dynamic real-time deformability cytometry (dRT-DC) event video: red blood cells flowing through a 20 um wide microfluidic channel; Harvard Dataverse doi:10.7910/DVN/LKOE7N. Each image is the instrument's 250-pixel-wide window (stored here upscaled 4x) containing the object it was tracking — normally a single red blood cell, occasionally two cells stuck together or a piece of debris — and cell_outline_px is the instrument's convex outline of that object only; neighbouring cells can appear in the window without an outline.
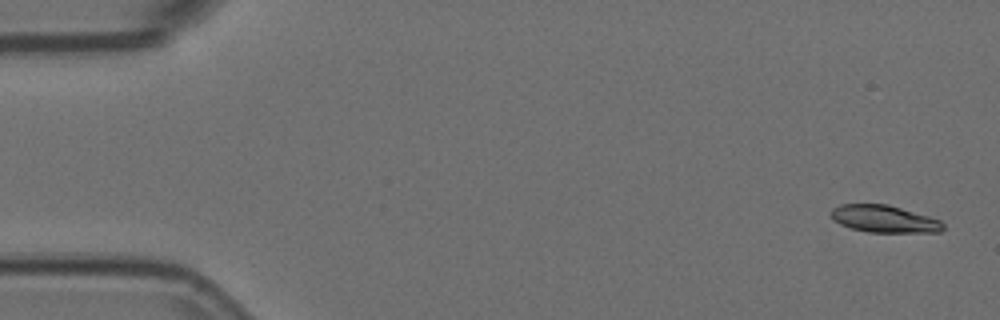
{"species": "Egyptian fruit bat (a non-hibernating species)", "species_latin": "Rousettus aegyptiacus", "temperature_condition": "room temperature", "stored_images_in_passage": 5, "camera_frame_rate_fps": 3000, "um_per_image_px": 0.085, "animal": {"sex": "female"}, "frame": {"image": 1, "passage_image": 1, "time_ms": 0.0, "image_size_px": [1000, 320], "cell_outline_px": [[944, 228], [940, 232], [868, 232], [852, 228], [840, 224], [832, 220], [828, 212], [832, 208], [840, 204], [888, 204], [928, 216], [940, 220], [944, 224]], "centroid_in_image_um": [75.11, 18.6], "position_along_channel_um": 9.9, "area_um2": 17.86}}
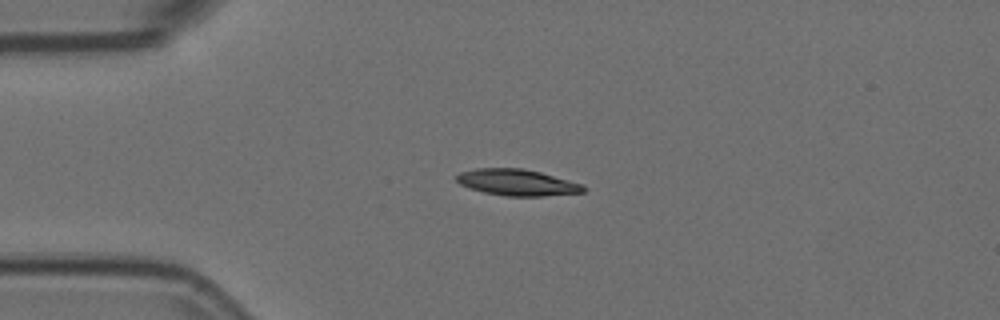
{"frame": {"image": 2, "passage_image": 4, "time_ms": 1.0, "image_size_px": [1000, 320], "cell_outline_px": [[588, 188], [584, 192], [544, 196], [504, 196], [484, 192], [468, 188], [460, 184], [452, 176], [460, 172], [476, 168], [524, 168], [540, 172], [584, 184]], "centroid_in_image_um": [43.94, 15.5], "position_along_channel_um": 41.1, "area_um2": 19.77}}